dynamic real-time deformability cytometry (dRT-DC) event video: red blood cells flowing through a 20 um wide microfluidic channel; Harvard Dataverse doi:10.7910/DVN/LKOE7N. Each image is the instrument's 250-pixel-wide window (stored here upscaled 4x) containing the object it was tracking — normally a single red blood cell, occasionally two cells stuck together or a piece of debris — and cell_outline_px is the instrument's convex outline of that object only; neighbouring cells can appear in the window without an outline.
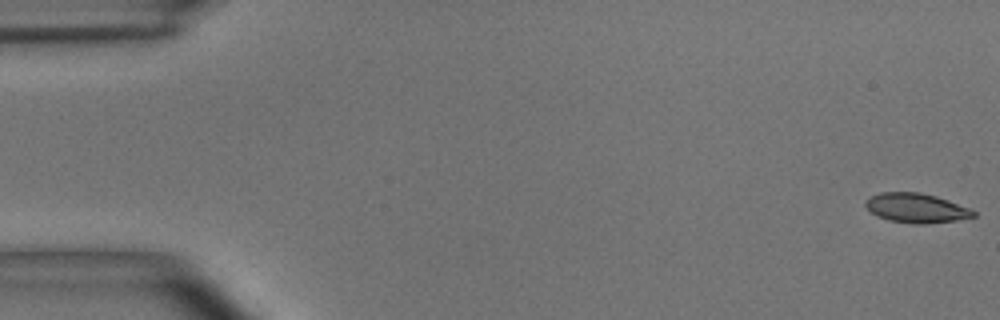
{"species": "common noctule bat (a hibernating species)", "species_latin": "Nyctalus noctula", "temperature_condition": "room temperature", "stored_images_in_passage": 18, "camera_frame_rate_fps": 3000, "um_per_image_px": 0.085, "animal": {"sex": "male", "body_mass_g": 15.6}, "frame": {"image": 1, "passage_image": 1, "time_ms": 0.0, "image_size_px": [1000, 320], "cell_outline_px": [[976, 216], [956, 220], [924, 224], [912, 224], [888, 220], [876, 216], [864, 204], [864, 200], [880, 192], [920, 192], [936, 196], [972, 208], [976, 212]], "centroid_in_image_um": [77.89, 17.68], "position_along_channel_um": 7.1, "area_um2": 18.67}}
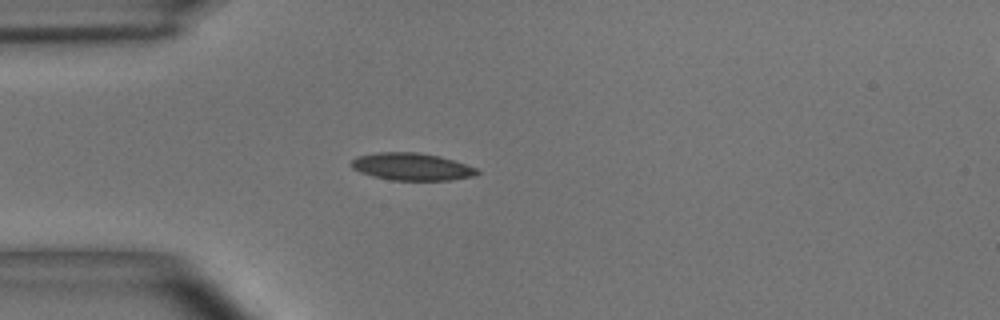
{"frame": {"image": 2, "passage_image": 15, "time_ms": 4.667, "image_size_px": [1000, 320], "cell_outline_px": [[480, 172], [472, 176], [452, 180], [392, 180], [372, 176], [360, 172], [352, 168], [352, 160], [356, 156], [376, 152], [416, 152], [440, 156], [476, 168]], "centroid_in_image_um": [34.96, 14.16], "position_along_channel_um": 50.0, "area_um2": 19.94}}